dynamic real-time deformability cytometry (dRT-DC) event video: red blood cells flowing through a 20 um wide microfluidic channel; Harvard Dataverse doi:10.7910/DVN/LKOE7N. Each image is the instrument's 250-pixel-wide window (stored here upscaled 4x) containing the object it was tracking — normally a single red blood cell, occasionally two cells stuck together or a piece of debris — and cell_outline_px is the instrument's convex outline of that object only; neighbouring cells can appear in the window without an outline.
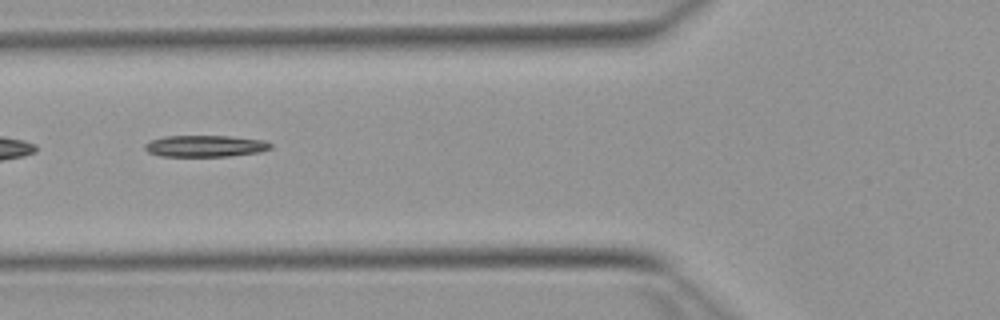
{"species": "Egyptian fruit bat (a non-hibernating species)", "species_latin": "Rousettus aegyptiacus", "temperature_condition": "warm", "stored_images_in_passage": 51, "segment_of_instrument_passage": [2, 2], "camera_frame_rate_fps": 3000, "um_per_image_px": 0.085, "animal": {"sex": "female"}, "frame": {"image": 1, "passage_image": 19, "time_ms": 6.0, "image_size_px": [1000, 320], "cell_outline_px": [[272, 148], [260, 152], [228, 156], [160, 156], [148, 152], [144, 148], [144, 144], [148, 140], [164, 136], [228, 136], [264, 140], [272, 144]], "centroid_in_image_um": [17.42, 12.41], "position_along_channel_um": 108.4, "area_um2": 15.9}}
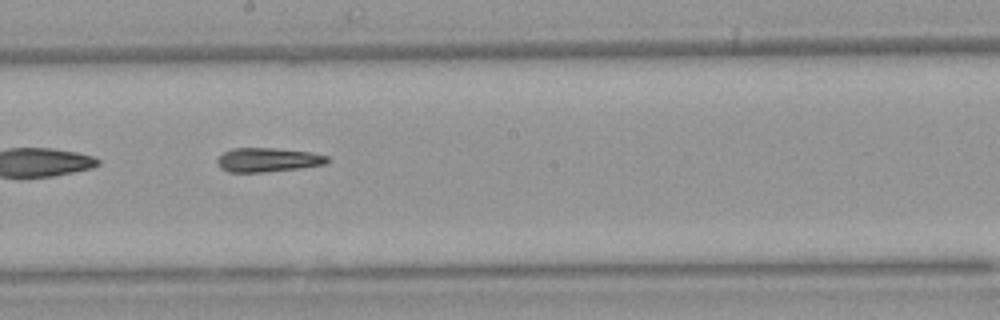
{"frame": {"image": 2, "passage_image": 28, "time_ms": 9.0, "image_size_px": [1000, 320], "cell_outline_px": [[328, 160], [324, 164], [300, 168], [264, 172], [228, 172], [220, 168], [216, 160], [224, 152], [232, 148], [272, 148], [312, 152], [328, 156]], "centroid_in_image_um": [22.74, 13.59], "position_along_channel_um": 225.5, "area_um2": 15.37}}
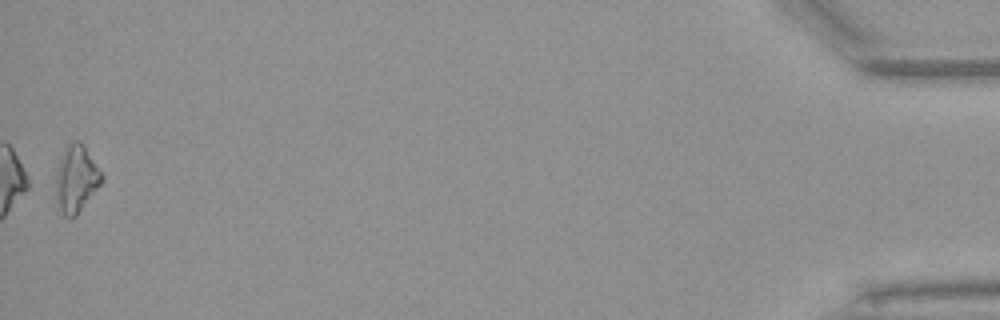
{"frame": {"image": 3, "passage_image": 51, "time_ms": 16.667, "image_size_px": [1000, 320], "cell_outline_px": [[104, 180], [76, 216], [64, 216], [60, 208], [56, 196], [56, 172], [64, 148], [76, 140], [80, 140], [84, 144], [104, 176]], "centroid_in_image_um": [6.5, 15.17], "position_along_channel_um": 428.7, "area_um2": 17.74}}